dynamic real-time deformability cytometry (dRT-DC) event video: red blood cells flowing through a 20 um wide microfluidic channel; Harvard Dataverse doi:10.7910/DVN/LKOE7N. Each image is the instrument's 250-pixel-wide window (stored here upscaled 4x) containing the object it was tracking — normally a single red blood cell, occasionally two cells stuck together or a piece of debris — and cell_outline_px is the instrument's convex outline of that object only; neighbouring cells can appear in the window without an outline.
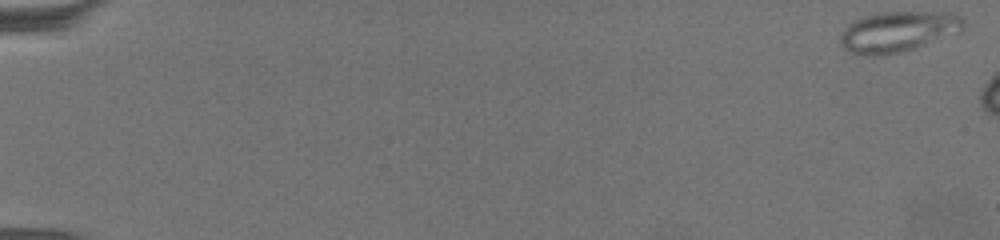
{"species": "common noctule bat (a hibernating species)", "species_latin": "Nyctalus noctula", "temperature_condition": "warm", "stored_images_in_passage": 9, "camera_frame_rate_fps": 3000, "um_per_image_px": 0.085, "animal": {"sex": "female", "body_mass_g": 19.5, "forearm_length_mm": 54.1}, "frame": {"image": 1, "passage_image": 2, "time_ms": 0.333, "image_size_px": [1000, 240], "cell_outline_px": [[964, 28], [960, 32], [900, 52], [864, 56], [848, 52], [840, 44], [840, 32], [848, 24], [856, 20], [880, 12], [952, 12], [960, 16], [964, 20]], "centroid_in_image_um": [76.32, 2.68], "position_along_channel_um": 8.7, "area_um2": 28.9}}